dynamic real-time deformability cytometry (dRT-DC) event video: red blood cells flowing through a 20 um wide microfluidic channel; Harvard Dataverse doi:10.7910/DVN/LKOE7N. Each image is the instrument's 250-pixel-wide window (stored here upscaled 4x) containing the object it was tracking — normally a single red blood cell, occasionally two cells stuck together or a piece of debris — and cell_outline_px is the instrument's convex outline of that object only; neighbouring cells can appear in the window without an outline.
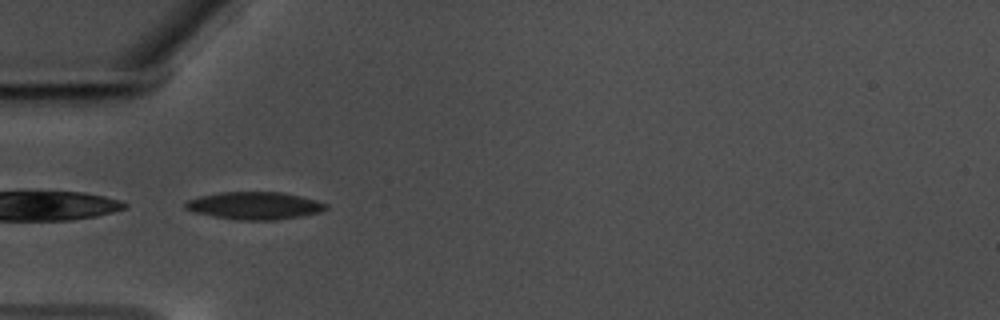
{"species": "common noctule bat (a hibernating species)", "species_latin": "Nyctalus noctula", "temperature_condition": "warm", "stored_images_in_passage": 38, "camera_frame_rate_fps": 3000, "um_per_image_px": 0.085, "animal": {"sex": "male", "body_mass_g": 17.5, "forearm_length_mm": 52.3}, "frame": {"image": 1, "passage_image": 1, "time_ms": 0.0, "image_size_px": [1000, 320], "cell_outline_px": [[328, 208], [320, 212], [300, 216], [276, 220], [236, 220], [212, 216], [192, 212], [184, 208], [184, 200], [200, 196], [220, 192], [280, 192], [300, 196], [316, 200], [328, 204]], "centroid_in_image_um": [21.59, 17.48], "position_along_channel_um": 63.4, "area_um2": 22.72}}
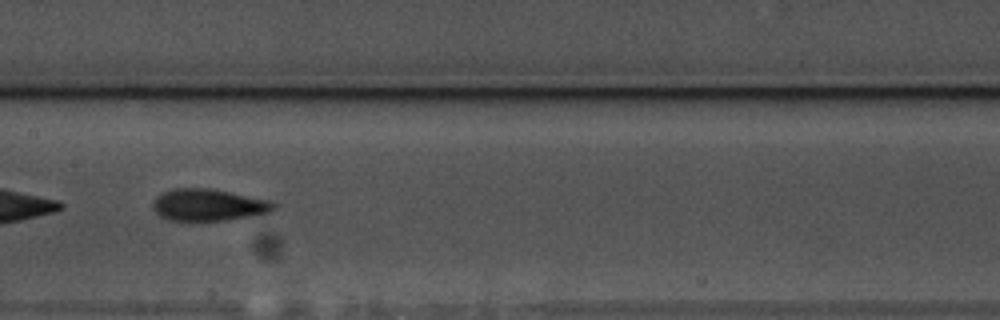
{"frame": {"image": 2, "passage_image": 12, "time_ms": 3.667, "image_size_px": [1000, 320], "cell_outline_px": [[276, 208], [272, 212], [252, 216], [228, 220], [168, 220], [160, 216], [152, 208], [152, 204], [156, 196], [164, 192], [176, 188], [208, 188], [272, 200], [276, 204]], "centroid_in_image_um": [17.75, 17.42], "position_along_channel_um": 189.6, "area_um2": 22.54}}
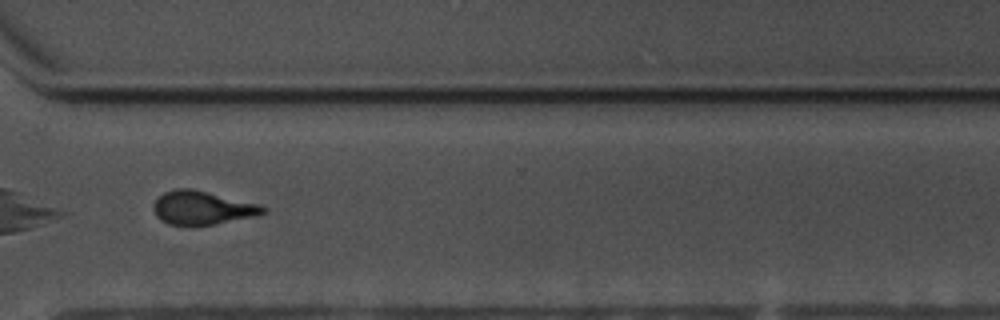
{"frame": {"image": 3, "passage_image": 26, "time_ms": 8.333, "image_size_px": [1000, 320], "cell_outline_px": [[268, 212], [256, 216], [216, 224], [192, 228], [188, 228], [168, 224], [160, 220], [156, 216], [152, 208], [156, 200], [164, 192], [176, 188], [192, 188], [260, 204], [268, 208]], "centroid_in_image_um": [17.2, 17.7], "position_along_channel_um": 353.4, "area_um2": 22.2}, "authors_computed_cell_mechanics": {"area_um2": 21.7617, "velocity_mm_per_s": 3.5051, "shape_relaxation_time_tau1_ms": 4.5531, "shape_relaxation_time_tau2_ms": 2.9173, "deformation_change_tau1": 0.1501, "deformation_change_tau2": 0.1061}}